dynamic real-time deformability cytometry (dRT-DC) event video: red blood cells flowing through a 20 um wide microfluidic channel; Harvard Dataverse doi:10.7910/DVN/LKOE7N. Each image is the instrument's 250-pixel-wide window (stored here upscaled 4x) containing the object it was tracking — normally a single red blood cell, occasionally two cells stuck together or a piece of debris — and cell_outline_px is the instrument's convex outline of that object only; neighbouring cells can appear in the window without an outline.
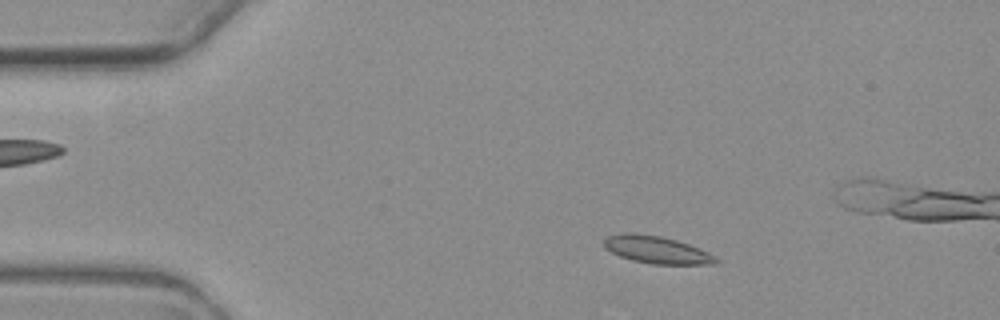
{"species": "common noctule bat (a hibernating species)", "species_latin": "Nyctalus noctula", "temperature_condition": "warm", "stored_images_in_passage": 5, "camera_frame_rate_fps": 3000, "um_per_image_px": 0.085, "animal": {"sex": "female", "body_mass_g": 19.3, "forearm_length_mm": 54.1}, "frame": {"image": 1, "passage_image": 2, "time_ms": 1.0, "image_size_px": [1000, 320], "cell_outline_px": [[720, 260], [716, 264], [652, 264], [632, 260], [620, 256], [604, 248], [604, 240], [608, 236], [624, 232], [636, 232], [660, 236], [676, 240], [700, 248], [716, 256]], "centroid_in_image_um": [55.83, 21.22], "position_along_channel_um": 29.2, "area_um2": 17.98}}